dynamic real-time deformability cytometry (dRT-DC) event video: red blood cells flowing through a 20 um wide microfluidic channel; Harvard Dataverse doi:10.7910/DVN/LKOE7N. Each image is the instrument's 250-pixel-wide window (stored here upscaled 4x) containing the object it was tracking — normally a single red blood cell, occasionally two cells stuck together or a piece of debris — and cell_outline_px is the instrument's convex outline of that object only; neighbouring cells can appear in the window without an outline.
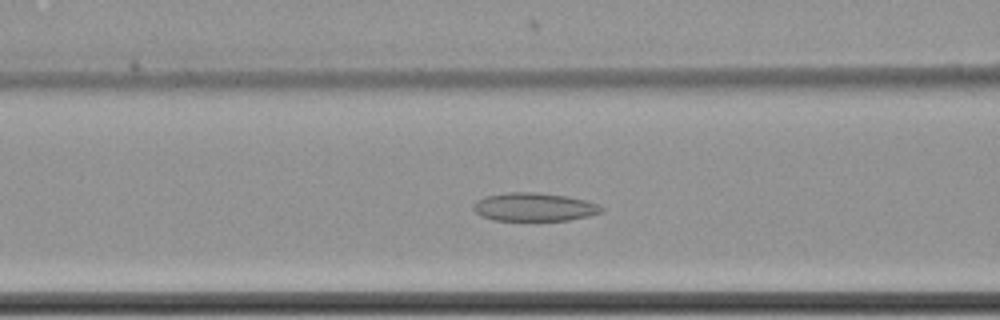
{"species": "common noctule bat (a hibernating species)", "species_latin": "Nyctalus noctula", "temperature_condition": "cold", "stored_images_in_passage": 46, "camera_frame_rate_fps": 3000, "um_per_image_px": 0.085, "animal": {"sex": "female", "body_mass_g": 22.7, "forearm_length_mm": 54.2}, "frame": {"image": 1, "passage_image": 10, "time_ms": 3.0, "image_size_px": [1000, 320], "cell_outline_px": [[604, 212], [588, 216], [568, 220], [492, 220], [480, 216], [472, 208], [484, 196], [504, 192], [536, 192], [568, 196], [600, 204], [604, 208]], "centroid_in_image_um": [45.44, 17.59], "position_along_channel_um": 121.2, "area_um2": 21.21}}
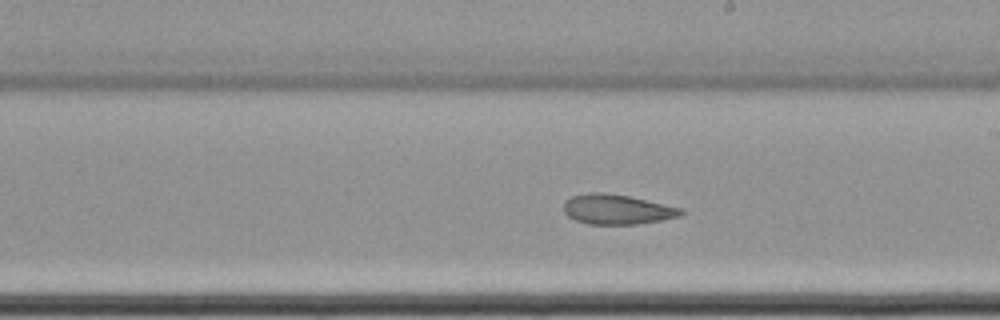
{"frame": {"image": 2, "passage_image": 20, "time_ms": 6.333, "image_size_px": [1000, 320], "cell_outline_px": [[684, 212], [680, 216], [660, 220], [636, 224], [588, 224], [576, 220], [568, 216], [564, 212], [564, 200], [572, 196], [588, 192], [600, 192], [628, 196], [680, 208]], "centroid_in_image_um": [52.39, 17.79], "position_along_channel_um": 236.6, "area_um2": 20.17}}
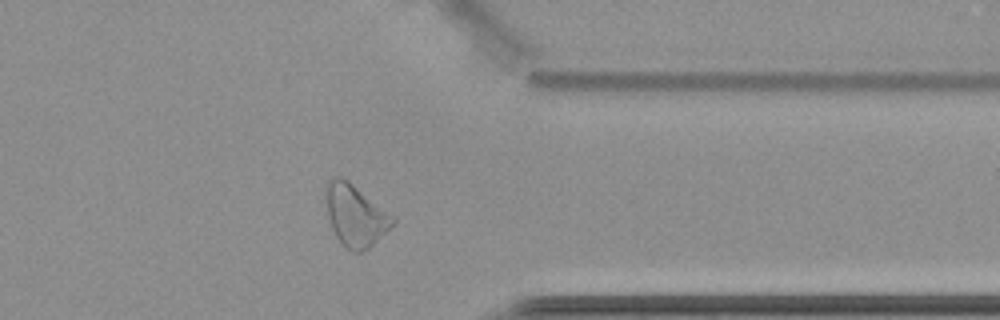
{"frame": {"image": 3, "passage_image": 33, "time_ms": 10.667, "image_size_px": [1000, 320], "cell_outline_px": [[396, 224], [368, 248], [360, 252], [352, 252], [336, 236], [332, 228], [328, 216], [324, 196], [324, 184], [328, 180], [336, 176], [340, 176], [348, 180], [392, 216], [396, 220]], "centroid_in_image_um": [30.17, 18.28], "position_along_channel_um": 381.2, "area_um2": 23.87}}